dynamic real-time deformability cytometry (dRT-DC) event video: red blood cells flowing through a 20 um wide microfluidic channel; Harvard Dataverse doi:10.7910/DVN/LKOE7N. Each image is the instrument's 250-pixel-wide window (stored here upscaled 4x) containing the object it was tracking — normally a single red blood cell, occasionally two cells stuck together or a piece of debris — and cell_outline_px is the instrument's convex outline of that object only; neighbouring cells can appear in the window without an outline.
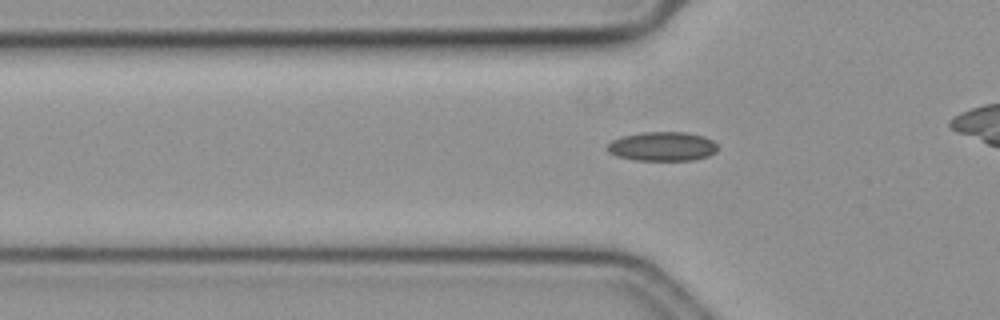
{"species": "common noctule bat (a hibernating species)", "species_latin": "Nyctalus noctula", "temperature_condition": "cold", "stored_images_in_passage": 39, "camera_frame_rate_fps": 3000, "um_per_image_px": 0.085, "animal": {"sex": "female", "body_mass_g": 19.3, "forearm_length_mm": 54.1}, "frame": {"image": 1, "passage_image": 11, "time_ms": 3.333, "image_size_px": [1000, 320], "cell_outline_px": [[716, 152], [708, 156], [692, 160], [636, 160], [616, 156], [608, 152], [604, 148], [612, 140], [620, 136], [640, 132], [688, 132], [704, 136], [712, 140], [716, 144]], "centroid_in_image_um": [56.26, 12.43], "position_along_channel_um": 69.5, "area_um2": 18.96}}
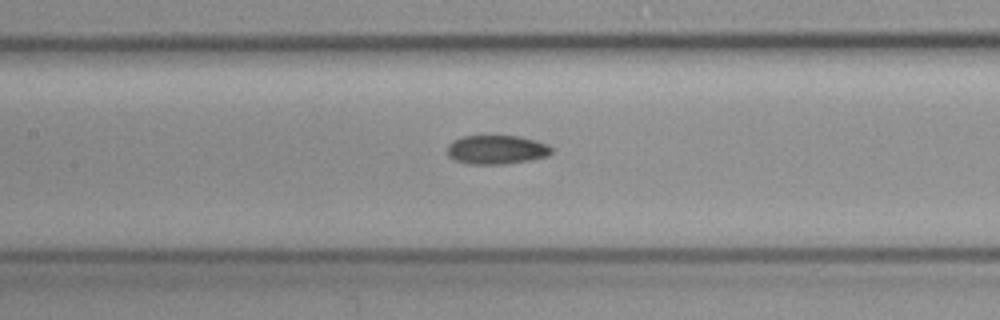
{"frame": {"image": 2, "passage_image": 19, "time_ms": 6.0, "image_size_px": [1000, 320], "cell_outline_px": [[552, 152], [548, 156], [532, 160], [504, 164], [468, 164], [456, 160], [448, 156], [448, 144], [452, 140], [464, 136], [516, 136], [536, 140], [548, 144], [552, 148]], "centroid_in_image_um": [42.23, 12.72], "position_along_channel_um": 165.2, "area_um2": 17.69}}
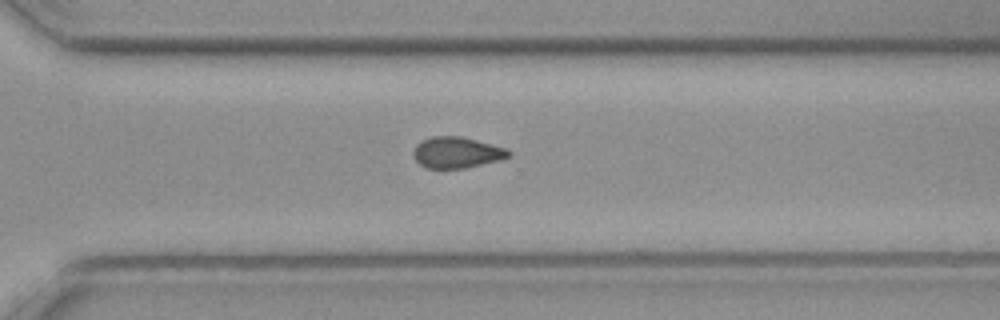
{"frame": {"image": 3, "passage_image": 33, "time_ms": 10.667, "image_size_px": [1000, 320], "cell_outline_px": [[512, 156], [464, 168], [428, 168], [420, 164], [412, 156], [412, 152], [416, 144], [420, 140], [432, 136], [460, 136], [476, 140], [504, 148], [512, 152]], "centroid_in_image_um": [38.76, 12.95], "position_along_channel_um": 331.8, "area_um2": 17.11}}